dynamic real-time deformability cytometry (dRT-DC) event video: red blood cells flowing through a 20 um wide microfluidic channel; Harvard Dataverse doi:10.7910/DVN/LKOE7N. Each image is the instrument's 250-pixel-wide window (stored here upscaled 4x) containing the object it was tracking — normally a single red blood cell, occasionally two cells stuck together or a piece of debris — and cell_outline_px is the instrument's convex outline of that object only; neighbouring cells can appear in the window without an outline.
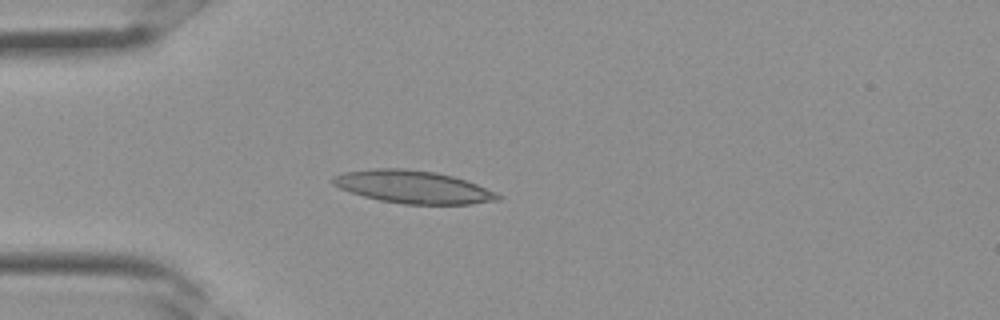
{"species": "Egyptian fruit bat (a non-hibernating species)", "species_latin": "Rousettus aegyptiacus", "temperature_condition": "room temperature", "stored_images_in_passage": 33, "camera_frame_rate_fps": 3000, "um_per_image_px": 0.085, "frame": {"image": 1, "passage_image": 9, "time_ms": 2.667, "image_size_px": [1000, 320], "cell_outline_px": [[504, 196], [500, 200], [472, 204], [404, 204], [380, 200], [364, 196], [340, 188], [332, 184], [332, 176], [344, 172], [372, 168], [404, 168], [436, 172], [452, 176], [476, 184], [496, 192]], "centroid_in_image_um": [35.13, 15.89], "position_along_channel_um": 49.9, "area_um2": 31.44}}
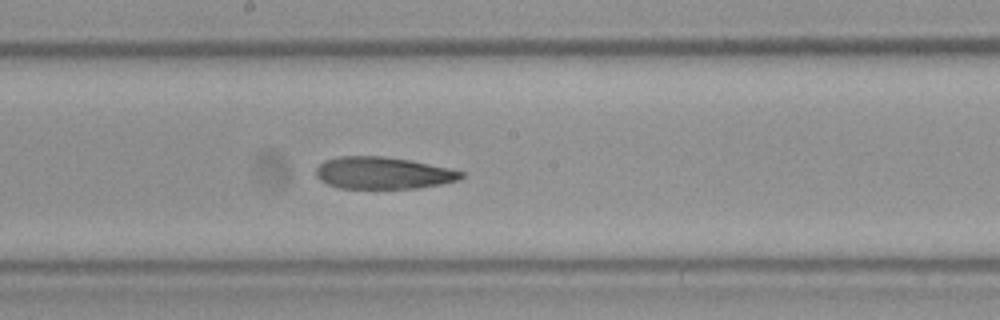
{"frame": {"image": 2, "passage_image": 18, "time_ms": 5.667, "image_size_px": [1000, 320], "cell_outline_px": [[464, 176], [460, 180], [440, 184], [416, 188], [340, 188], [328, 184], [320, 180], [316, 176], [316, 168], [324, 160], [340, 156], [384, 156], [412, 160], [448, 168], [464, 172]], "centroid_in_image_um": [32.55, 14.69], "position_along_channel_um": 215.6, "area_um2": 27.11}}
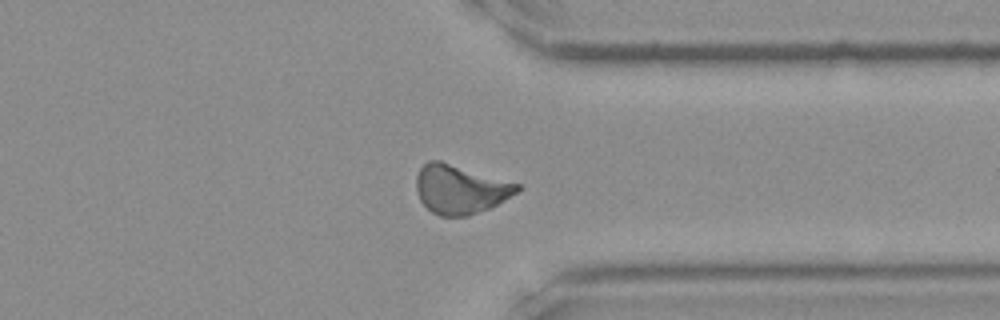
{"frame": {"image": 3, "passage_image": 26, "time_ms": 8.333, "image_size_px": [1000, 320], "cell_outline_px": [[524, 188], [520, 192], [488, 208], [468, 216], [440, 216], [432, 212], [420, 200], [416, 188], [416, 176], [420, 168], [428, 160], [440, 160], [520, 184]], "centroid_in_image_um": [39.13, 16.08], "position_along_channel_um": 372.3, "area_um2": 28.78}}